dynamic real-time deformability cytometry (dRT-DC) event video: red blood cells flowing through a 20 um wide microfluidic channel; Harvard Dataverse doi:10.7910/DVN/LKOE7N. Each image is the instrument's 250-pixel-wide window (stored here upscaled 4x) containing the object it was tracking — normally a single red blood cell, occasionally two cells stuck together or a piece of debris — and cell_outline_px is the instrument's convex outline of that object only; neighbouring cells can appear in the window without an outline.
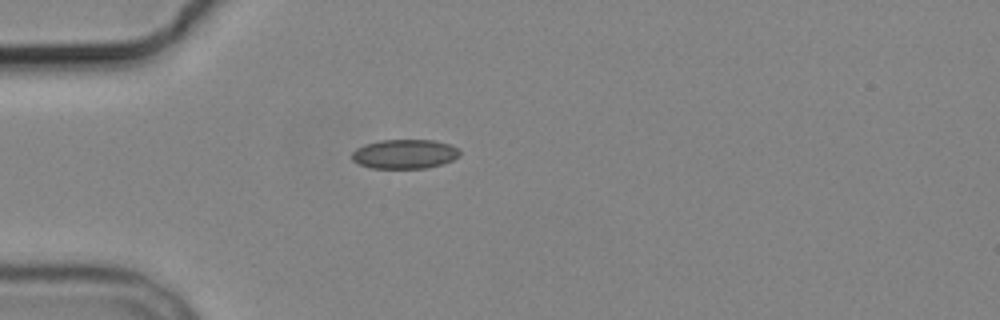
{"species": "common noctule bat (a hibernating species)", "species_latin": "Nyctalus noctula", "temperature_condition": "cold", "stored_images_in_passage": 1, "camera_frame_rate_fps": 3000, "um_per_image_px": 0.085, "animal": {"sex": "male", "body_mass_g": 19.2, "forearm_length_mm": 51.8}, "frame": {"image": 1, "passage_image": 1, "time_ms": 0.0, "image_size_px": [1000, 320], "cell_outline_px": [[460, 156], [452, 160], [428, 168], [372, 168], [360, 164], [352, 160], [352, 152], [356, 148], [364, 144], [380, 140], [436, 140], [452, 144], [460, 148]], "centroid_in_image_um": [34.43, 13.08], "position_along_channel_um": 50.6, "area_um2": 18.61}}